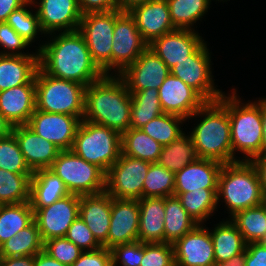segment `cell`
Returning a JSON list of instances; mask_svg holds the SVG:
<instances>
[{
    "label": "cell",
    "mask_w": 266,
    "mask_h": 266,
    "mask_svg": "<svg viewBox=\"0 0 266 266\" xmlns=\"http://www.w3.org/2000/svg\"><path fill=\"white\" fill-rule=\"evenodd\" d=\"M58 33L48 34L50 40L41 43L36 50L39 54V68L45 74L74 81L85 87L105 75L93 61L79 30Z\"/></svg>",
    "instance_id": "cell-1"
},
{
    "label": "cell",
    "mask_w": 266,
    "mask_h": 266,
    "mask_svg": "<svg viewBox=\"0 0 266 266\" xmlns=\"http://www.w3.org/2000/svg\"><path fill=\"white\" fill-rule=\"evenodd\" d=\"M131 94L119 75H104L85 88L86 120L107 126L121 134L131 123Z\"/></svg>",
    "instance_id": "cell-2"
},
{
    "label": "cell",
    "mask_w": 266,
    "mask_h": 266,
    "mask_svg": "<svg viewBox=\"0 0 266 266\" xmlns=\"http://www.w3.org/2000/svg\"><path fill=\"white\" fill-rule=\"evenodd\" d=\"M194 117L200 118V121L189 135L199 158L212 159L223 164L240 161V157H234L232 154L230 119L226 110L225 93L219 100L206 102L188 118V122Z\"/></svg>",
    "instance_id": "cell-3"
},
{
    "label": "cell",
    "mask_w": 266,
    "mask_h": 266,
    "mask_svg": "<svg viewBox=\"0 0 266 266\" xmlns=\"http://www.w3.org/2000/svg\"><path fill=\"white\" fill-rule=\"evenodd\" d=\"M226 94V110L230 119L232 154L241 152L240 161H251L262 151V98L242 103L236 88Z\"/></svg>",
    "instance_id": "cell-4"
},
{
    "label": "cell",
    "mask_w": 266,
    "mask_h": 266,
    "mask_svg": "<svg viewBox=\"0 0 266 266\" xmlns=\"http://www.w3.org/2000/svg\"><path fill=\"white\" fill-rule=\"evenodd\" d=\"M259 176L251 161L224 164L218 179L217 204L227 206L231 218L237 212L263 204Z\"/></svg>",
    "instance_id": "cell-5"
},
{
    "label": "cell",
    "mask_w": 266,
    "mask_h": 266,
    "mask_svg": "<svg viewBox=\"0 0 266 266\" xmlns=\"http://www.w3.org/2000/svg\"><path fill=\"white\" fill-rule=\"evenodd\" d=\"M71 150L107 173L122 153V134L107 126L81 120Z\"/></svg>",
    "instance_id": "cell-6"
},
{
    "label": "cell",
    "mask_w": 266,
    "mask_h": 266,
    "mask_svg": "<svg viewBox=\"0 0 266 266\" xmlns=\"http://www.w3.org/2000/svg\"><path fill=\"white\" fill-rule=\"evenodd\" d=\"M36 110L84 116L85 86L45 74L38 68L35 75Z\"/></svg>",
    "instance_id": "cell-7"
},
{
    "label": "cell",
    "mask_w": 266,
    "mask_h": 266,
    "mask_svg": "<svg viewBox=\"0 0 266 266\" xmlns=\"http://www.w3.org/2000/svg\"><path fill=\"white\" fill-rule=\"evenodd\" d=\"M49 169L64 182L70 194L94 195L105 191L106 173L72 150L60 151Z\"/></svg>",
    "instance_id": "cell-8"
},
{
    "label": "cell",
    "mask_w": 266,
    "mask_h": 266,
    "mask_svg": "<svg viewBox=\"0 0 266 266\" xmlns=\"http://www.w3.org/2000/svg\"><path fill=\"white\" fill-rule=\"evenodd\" d=\"M118 9L108 12L82 14L79 31L86 41L93 61L104 72L112 75V42Z\"/></svg>",
    "instance_id": "cell-9"
},
{
    "label": "cell",
    "mask_w": 266,
    "mask_h": 266,
    "mask_svg": "<svg viewBox=\"0 0 266 266\" xmlns=\"http://www.w3.org/2000/svg\"><path fill=\"white\" fill-rule=\"evenodd\" d=\"M205 41L187 59L177 62L170 68V74L180 78L194 89L206 102L219 100L224 92L217 89L212 74L211 54Z\"/></svg>",
    "instance_id": "cell-10"
},
{
    "label": "cell",
    "mask_w": 266,
    "mask_h": 266,
    "mask_svg": "<svg viewBox=\"0 0 266 266\" xmlns=\"http://www.w3.org/2000/svg\"><path fill=\"white\" fill-rule=\"evenodd\" d=\"M150 162L123 155L106 173L105 191L115 199L143 198V185Z\"/></svg>",
    "instance_id": "cell-11"
},
{
    "label": "cell",
    "mask_w": 266,
    "mask_h": 266,
    "mask_svg": "<svg viewBox=\"0 0 266 266\" xmlns=\"http://www.w3.org/2000/svg\"><path fill=\"white\" fill-rule=\"evenodd\" d=\"M148 48L129 12H121L115 19L112 42V75L121 74Z\"/></svg>",
    "instance_id": "cell-12"
},
{
    "label": "cell",
    "mask_w": 266,
    "mask_h": 266,
    "mask_svg": "<svg viewBox=\"0 0 266 266\" xmlns=\"http://www.w3.org/2000/svg\"><path fill=\"white\" fill-rule=\"evenodd\" d=\"M80 196L69 194L43 208H32L43 242L52 238L65 237L68 228L79 216Z\"/></svg>",
    "instance_id": "cell-13"
},
{
    "label": "cell",
    "mask_w": 266,
    "mask_h": 266,
    "mask_svg": "<svg viewBox=\"0 0 266 266\" xmlns=\"http://www.w3.org/2000/svg\"><path fill=\"white\" fill-rule=\"evenodd\" d=\"M83 117L35 110L27 126L59 150H71Z\"/></svg>",
    "instance_id": "cell-14"
},
{
    "label": "cell",
    "mask_w": 266,
    "mask_h": 266,
    "mask_svg": "<svg viewBox=\"0 0 266 266\" xmlns=\"http://www.w3.org/2000/svg\"><path fill=\"white\" fill-rule=\"evenodd\" d=\"M39 18L42 31L51 33L79 29L82 13L78 0H31Z\"/></svg>",
    "instance_id": "cell-15"
},
{
    "label": "cell",
    "mask_w": 266,
    "mask_h": 266,
    "mask_svg": "<svg viewBox=\"0 0 266 266\" xmlns=\"http://www.w3.org/2000/svg\"><path fill=\"white\" fill-rule=\"evenodd\" d=\"M175 266H213L214 246L209 228L198 224L173 244Z\"/></svg>",
    "instance_id": "cell-16"
},
{
    "label": "cell",
    "mask_w": 266,
    "mask_h": 266,
    "mask_svg": "<svg viewBox=\"0 0 266 266\" xmlns=\"http://www.w3.org/2000/svg\"><path fill=\"white\" fill-rule=\"evenodd\" d=\"M170 74L166 64L148 47L119 76L124 80L129 92L148 88L159 89Z\"/></svg>",
    "instance_id": "cell-17"
},
{
    "label": "cell",
    "mask_w": 266,
    "mask_h": 266,
    "mask_svg": "<svg viewBox=\"0 0 266 266\" xmlns=\"http://www.w3.org/2000/svg\"><path fill=\"white\" fill-rule=\"evenodd\" d=\"M164 113L188 120L206 101L180 78L169 74L158 89Z\"/></svg>",
    "instance_id": "cell-18"
},
{
    "label": "cell",
    "mask_w": 266,
    "mask_h": 266,
    "mask_svg": "<svg viewBox=\"0 0 266 266\" xmlns=\"http://www.w3.org/2000/svg\"><path fill=\"white\" fill-rule=\"evenodd\" d=\"M205 40L196 30L175 29L153 40L148 47L170 69L177 62L187 59Z\"/></svg>",
    "instance_id": "cell-19"
},
{
    "label": "cell",
    "mask_w": 266,
    "mask_h": 266,
    "mask_svg": "<svg viewBox=\"0 0 266 266\" xmlns=\"http://www.w3.org/2000/svg\"><path fill=\"white\" fill-rule=\"evenodd\" d=\"M140 209L138 200L111 197V220L107 236V249L138 241Z\"/></svg>",
    "instance_id": "cell-20"
},
{
    "label": "cell",
    "mask_w": 266,
    "mask_h": 266,
    "mask_svg": "<svg viewBox=\"0 0 266 266\" xmlns=\"http://www.w3.org/2000/svg\"><path fill=\"white\" fill-rule=\"evenodd\" d=\"M148 45L162 35L174 31L167 0H150L129 12Z\"/></svg>",
    "instance_id": "cell-21"
},
{
    "label": "cell",
    "mask_w": 266,
    "mask_h": 266,
    "mask_svg": "<svg viewBox=\"0 0 266 266\" xmlns=\"http://www.w3.org/2000/svg\"><path fill=\"white\" fill-rule=\"evenodd\" d=\"M223 163L198 158L175 172L174 193H188L200 189H218V179Z\"/></svg>",
    "instance_id": "cell-22"
},
{
    "label": "cell",
    "mask_w": 266,
    "mask_h": 266,
    "mask_svg": "<svg viewBox=\"0 0 266 266\" xmlns=\"http://www.w3.org/2000/svg\"><path fill=\"white\" fill-rule=\"evenodd\" d=\"M12 133L17 139L27 165L33 172L50 168L61 151L53 143L38 136L27 125L14 126Z\"/></svg>",
    "instance_id": "cell-23"
},
{
    "label": "cell",
    "mask_w": 266,
    "mask_h": 266,
    "mask_svg": "<svg viewBox=\"0 0 266 266\" xmlns=\"http://www.w3.org/2000/svg\"><path fill=\"white\" fill-rule=\"evenodd\" d=\"M79 216L92 231L97 242L107 248L111 220V196L106 191L80 196Z\"/></svg>",
    "instance_id": "cell-24"
},
{
    "label": "cell",
    "mask_w": 266,
    "mask_h": 266,
    "mask_svg": "<svg viewBox=\"0 0 266 266\" xmlns=\"http://www.w3.org/2000/svg\"><path fill=\"white\" fill-rule=\"evenodd\" d=\"M35 84H23L0 91V112L14 127L27 125L36 110Z\"/></svg>",
    "instance_id": "cell-25"
},
{
    "label": "cell",
    "mask_w": 266,
    "mask_h": 266,
    "mask_svg": "<svg viewBox=\"0 0 266 266\" xmlns=\"http://www.w3.org/2000/svg\"><path fill=\"white\" fill-rule=\"evenodd\" d=\"M39 55H0V91L35 84Z\"/></svg>",
    "instance_id": "cell-26"
},
{
    "label": "cell",
    "mask_w": 266,
    "mask_h": 266,
    "mask_svg": "<svg viewBox=\"0 0 266 266\" xmlns=\"http://www.w3.org/2000/svg\"><path fill=\"white\" fill-rule=\"evenodd\" d=\"M138 203V240L143 243L164 242L165 198H140Z\"/></svg>",
    "instance_id": "cell-27"
},
{
    "label": "cell",
    "mask_w": 266,
    "mask_h": 266,
    "mask_svg": "<svg viewBox=\"0 0 266 266\" xmlns=\"http://www.w3.org/2000/svg\"><path fill=\"white\" fill-rule=\"evenodd\" d=\"M69 194L64 182L49 168L34 171L30 189L32 208L49 206Z\"/></svg>",
    "instance_id": "cell-28"
},
{
    "label": "cell",
    "mask_w": 266,
    "mask_h": 266,
    "mask_svg": "<svg viewBox=\"0 0 266 266\" xmlns=\"http://www.w3.org/2000/svg\"><path fill=\"white\" fill-rule=\"evenodd\" d=\"M223 221V222H222ZM215 224L209 229L214 246L215 263L229 260L246 249V242L237 226L229 219Z\"/></svg>",
    "instance_id": "cell-29"
},
{
    "label": "cell",
    "mask_w": 266,
    "mask_h": 266,
    "mask_svg": "<svg viewBox=\"0 0 266 266\" xmlns=\"http://www.w3.org/2000/svg\"><path fill=\"white\" fill-rule=\"evenodd\" d=\"M198 223L182 207L177 196L165 197L164 242L174 244Z\"/></svg>",
    "instance_id": "cell-30"
},
{
    "label": "cell",
    "mask_w": 266,
    "mask_h": 266,
    "mask_svg": "<svg viewBox=\"0 0 266 266\" xmlns=\"http://www.w3.org/2000/svg\"><path fill=\"white\" fill-rule=\"evenodd\" d=\"M131 94V123L129 128L141 129L152 119L164 112L159 101L157 88H148Z\"/></svg>",
    "instance_id": "cell-31"
},
{
    "label": "cell",
    "mask_w": 266,
    "mask_h": 266,
    "mask_svg": "<svg viewBox=\"0 0 266 266\" xmlns=\"http://www.w3.org/2000/svg\"><path fill=\"white\" fill-rule=\"evenodd\" d=\"M162 145L149 137L142 129L129 128L122 133V154L157 163Z\"/></svg>",
    "instance_id": "cell-32"
},
{
    "label": "cell",
    "mask_w": 266,
    "mask_h": 266,
    "mask_svg": "<svg viewBox=\"0 0 266 266\" xmlns=\"http://www.w3.org/2000/svg\"><path fill=\"white\" fill-rule=\"evenodd\" d=\"M34 221L30 202L0 205V246Z\"/></svg>",
    "instance_id": "cell-33"
},
{
    "label": "cell",
    "mask_w": 266,
    "mask_h": 266,
    "mask_svg": "<svg viewBox=\"0 0 266 266\" xmlns=\"http://www.w3.org/2000/svg\"><path fill=\"white\" fill-rule=\"evenodd\" d=\"M198 158L191 136L184 133L177 140L162 147L157 163L175 173Z\"/></svg>",
    "instance_id": "cell-34"
},
{
    "label": "cell",
    "mask_w": 266,
    "mask_h": 266,
    "mask_svg": "<svg viewBox=\"0 0 266 266\" xmlns=\"http://www.w3.org/2000/svg\"><path fill=\"white\" fill-rule=\"evenodd\" d=\"M217 191L218 189H200L188 193H174V196H177L182 207L198 224H204L219 206Z\"/></svg>",
    "instance_id": "cell-35"
},
{
    "label": "cell",
    "mask_w": 266,
    "mask_h": 266,
    "mask_svg": "<svg viewBox=\"0 0 266 266\" xmlns=\"http://www.w3.org/2000/svg\"><path fill=\"white\" fill-rule=\"evenodd\" d=\"M43 245L37 224L33 221L0 246V257L36 255L43 250Z\"/></svg>",
    "instance_id": "cell-36"
},
{
    "label": "cell",
    "mask_w": 266,
    "mask_h": 266,
    "mask_svg": "<svg viewBox=\"0 0 266 266\" xmlns=\"http://www.w3.org/2000/svg\"><path fill=\"white\" fill-rule=\"evenodd\" d=\"M167 2L170 18L176 29L195 30V23L201 21L211 7L210 0H167Z\"/></svg>",
    "instance_id": "cell-37"
},
{
    "label": "cell",
    "mask_w": 266,
    "mask_h": 266,
    "mask_svg": "<svg viewBox=\"0 0 266 266\" xmlns=\"http://www.w3.org/2000/svg\"><path fill=\"white\" fill-rule=\"evenodd\" d=\"M230 220L237 226L246 244L259 243L266 235V207L263 204L241 210Z\"/></svg>",
    "instance_id": "cell-38"
},
{
    "label": "cell",
    "mask_w": 266,
    "mask_h": 266,
    "mask_svg": "<svg viewBox=\"0 0 266 266\" xmlns=\"http://www.w3.org/2000/svg\"><path fill=\"white\" fill-rule=\"evenodd\" d=\"M32 175L0 169V205L30 202Z\"/></svg>",
    "instance_id": "cell-39"
},
{
    "label": "cell",
    "mask_w": 266,
    "mask_h": 266,
    "mask_svg": "<svg viewBox=\"0 0 266 266\" xmlns=\"http://www.w3.org/2000/svg\"><path fill=\"white\" fill-rule=\"evenodd\" d=\"M186 121L182 117L163 113L149 121L141 129L149 137L164 146L172 143L184 134L185 131H183L181 125Z\"/></svg>",
    "instance_id": "cell-40"
},
{
    "label": "cell",
    "mask_w": 266,
    "mask_h": 266,
    "mask_svg": "<svg viewBox=\"0 0 266 266\" xmlns=\"http://www.w3.org/2000/svg\"><path fill=\"white\" fill-rule=\"evenodd\" d=\"M175 173L158 163H151L143 185V198L174 196Z\"/></svg>",
    "instance_id": "cell-41"
},
{
    "label": "cell",
    "mask_w": 266,
    "mask_h": 266,
    "mask_svg": "<svg viewBox=\"0 0 266 266\" xmlns=\"http://www.w3.org/2000/svg\"><path fill=\"white\" fill-rule=\"evenodd\" d=\"M32 6L34 4L29 0L19 9L13 11L6 21L30 45L36 41L39 34L45 35L40 27L36 10H30Z\"/></svg>",
    "instance_id": "cell-42"
},
{
    "label": "cell",
    "mask_w": 266,
    "mask_h": 266,
    "mask_svg": "<svg viewBox=\"0 0 266 266\" xmlns=\"http://www.w3.org/2000/svg\"><path fill=\"white\" fill-rule=\"evenodd\" d=\"M0 169L16 174H33L20 151L15 135L0 138Z\"/></svg>",
    "instance_id": "cell-43"
},
{
    "label": "cell",
    "mask_w": 266,
    "mask_h": 266,
    "mask_svg": "<svg viewBox=\"0 0 266 266\" xmlns=\"http://www.w3.org/2000/svg\"><path fill=\"white\" fill-rule=\"evenodd\" d=\"M43 250L57 261L71 266L83 253V251L66 237L46 240Z\"/></svg>",
    "instance_id": "cell-44"
},
{
    "label": "cell",
    "mask_w": 266,
    "mask_h": 266,
    "mask_svg": "<svg viewBox=\"0 0 266 266\" xmlns=\"http://www.w3.org/2000/svg\"><path fill=\"white\" fill-rule=\"evenodd\" d=\"M140 266H175L173 244L143 243V258Z\"/></svg>",
    "instance_id": "cell-45"
},
{
    "label": "cell",
    "mask_w": 266,
    "mask_h": 266,
    "mask_svg": "<svg viewBox=\"0 0 266 266\" xmlns=\"http://www.w3.org/2000/svg\"><path fill=\"white\" fill-rule=\"evenodd\" d=\"M7 22L0 23V55H39L37 51L22 52L31 46Z\"/></svg>",
    "instance_id": "cell-46"
},
{
    "label": "cell",
    "mask_w": 266,
    "mask_h": 266,
    "mask_svg": "<svg viewBox=\"0 0 266 266\" xmlns=\"http://www.w3.org/2000/svg\"><path fill=\"white\" fill-rule=\"evenodd\" d=\"M112 266H140L143 258V242L118 244L111 249Z\"/></svg>",
    "instance_id": "cell-47"
},
{
    "label": "cell",
    "mask_w": 266,
    "mask_h": 266,
    "mask_svg": "<svg viewBox=\"0 0 266 266\" xmlns=\"http://www.w3.org/2000/svg\"><path fill=\"white\" fill-rule=\"evenodd\" d=\"M65 237L82 251H92L102 247L80 216H78L68 228Z\"/></svg>",
    "instance_id": "cell-48"
},
{
    "label": "cell",
    "mask_w": 266,
    "mask_h": 266,
    "mask_svg": "<svg viewBox=\"0 0 266 266\" xmlns=\"http://www.w3.org/2000/svg\"><path fill=\"white\" fill-rule=\"evenodd\" d=\"M71 266H112L111 251L105 247L83 251Z\"/></svg>",
    "instance_id": "cell-49"
},
{
    "label": "cell",
    "mask_w": 266,
    "mask_h": 266,
    "mask_svg": "<svg viewBox=\"0 0 266 266\" xmlns=\"http://www.w3.org/2000/svg\"><path fill=\"white\" fill-rule=\"evenodd\" d=\"M78 4L82 14L117 9V0H78Z\"/></svg>",
    "instance_id": "cell-50"
},
{
    "label": "cell",
    "mask_w": 266,
    "mask_h": 266,
    "mask_svg": "<svg viewBox=\"0 0 266 266\" xmlns=\"http://www.w3.org/2000/svg\"><path fill=\"white\" fill-rule=\"evenodd\" d=\"M245 266H266V247L260 243L247 244Z\"/></svg>",
    "instance_id": "cell-51"
},
{
    "label": "cell",
    "mask_w": 266,
    "mask_h": 266,
    "mask_svg": "<svg viewBox=\"0 0 266 266\" xmlns=\"http://www.w3.org/2000/svg\"><path fill=\"white\" fill-rule=\"evenodd\" d=\"M29 0H0V23L6 22L9 15Z\"/></svg>",
    "instance_id": "cell-52"
},
{
    "label": "cell",
    "mask_w": 266,
    "mask_h": 266,
    "mask_svg": "<svg viewBox=\"0 0 266 266\" xmlns=\"http://www.w3.org/2000/svg\"><path fill=\"white\" fill-rule=\"evenodd\" d=\"M35 255L0 257V266H34Z\"/></svg>",
    "instance_id": "cell-53"
},
{
    "label": "cell",
    "mask_w": 266,
    "mask_h": 266,
    "mask_svg": "<svg viewBox=\"0 0 266 266\" xmlns=\"http://www.w3.org/2000/svg\"><path fill=\"white\" fill-rule=\"evenodd\" d=\"M251 163L257 170L263 195L266 196V155L255 157Z\"/></svg>",
    "instance_id": "cell-54"
},
{
    "label": "cell",
    "mask_w": 266,
    "mask_h": 266,
    "mask_svg": "<svg viewBox=\"0 0 266 266\" xmlns=\"http://www.w3.org/2000/svg\"><path fill=\"white\" fill-rule=\"evenodd\" d=\"M34 266H67L57 261L50 255H48L44 250L35 255Z\"/></svg>",
    "instance_id": "cell-55"
},
{
    "label": "cell",
    "mask_w": 266,
    "mask_h": 266,
    "mask_svg": "<svg viewBox=\"0 0 266 266\" xmlns=\"http://www.w3.org/2000/svg\"><path fill=\"white\" fill-rule=\"evenodd\" d=\"M150 0H117V9L121 12H130Z\"/></svg>",
    "instance_id": "cell-56"
},
{
    "label": "cell",
    "mask_w": 266,
    "mask_h": 266,
    "mask_svg": "<svg viewBox=\"0 0 266 266\" xmlns=\"http://www.w3.org/2000/svg\"><path fill=\"white\" fill-rule=\"evenodd\" d=\"M245 259H246V249L231 257L227 261H223L221 263H215L213 266H245Z\"/></svg>",
    "instance_id": "cell-57"
},
{
    "label": "cell",
    "mask_w": 266,
    "mask_h": 266,
    "mask_svg": "<svg viewBox=\"0 0 266 266\" xmlns=\"http://www.w3.org/2000/svg\"><path fill=\"white\" fill-rule=\"evenodd\" d=\"M262 130H263V143L260 155H266V98L262 97Z\"/></svg>",
    "instance_id": "cell-58"
},
{
    "label": "cell",
    "mask_w": 266,
    "mask_h": 266,
    "mask_svg": "<svg viewBox=\"0 0 266 266\" xmlns=\"http://www.w3.org/2000/svg\"><path fill=\"white\" fill-rule=\"evenodd\" d=\"M13 126L5 119L0 112V138L8 136L12 132Z\"/></svg>",
    "instance_id": "cell-59"
},
{
    "label": "cell",
    "mask_w": 266,
    "mask_h": 266,
    "mask_svg": "<svg viewBox=\"0 0 266 266\" xmlns=\"http://www.w3.org/2000/svg\"><path fill=\"white\" fill-rule=\"evenodd\" d=\"M259 243L266 247V235L261 239Z\"/></svg>",
    "instance_id": "cell-60"
},
{
    "label": "cell",
    "mask_w": 266,
    "mask_h": 266,
    "mask_svg": "<svg viewBox=\"0 0 266 266\" xmlns=\"http://www.w3.org/2000/svg\"><path fill=\"white\" fill-rule=\"evenodd\" d=\"M263 205L266 207V196H264Z\"/></svg>",
    "instance_id": "cell-61"
}]
</instances>
